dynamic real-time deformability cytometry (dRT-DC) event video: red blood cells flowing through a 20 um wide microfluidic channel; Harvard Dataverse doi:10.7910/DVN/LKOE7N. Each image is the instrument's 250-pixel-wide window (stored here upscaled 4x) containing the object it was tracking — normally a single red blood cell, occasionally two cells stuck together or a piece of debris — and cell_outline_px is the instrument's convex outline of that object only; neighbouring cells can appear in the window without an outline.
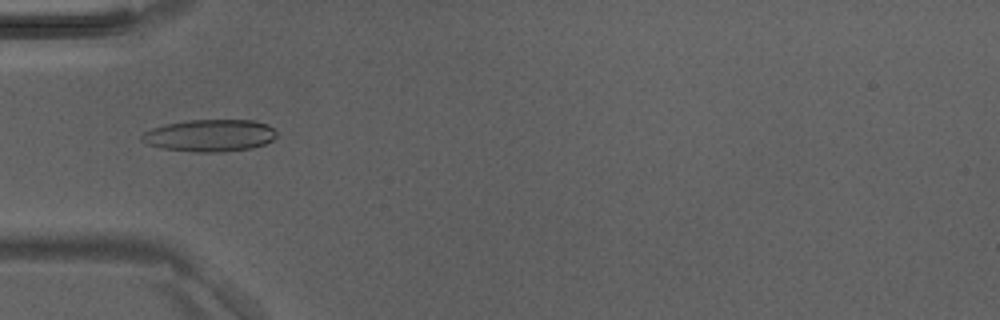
{"species": "Egyptian fruit bat (a non-hibernating species)", "species_latin": "Rousettus aegyptiacus", "temperature_condition": "room temperature", "stored_images_in_passage": 4, "camera_frame_rate_fps": 3000, "um_per_image_px": 0.085, "animal": {"sex": "male"}, "frame": {"image": 1, "passage_image": 3, "time_ms": 0.667, "image_size_px": [1000, 320], "cell_outline_px": [[276, 136], [272, 140], [264, 144], [252, 148], [224, 152], [196, 152], [160, 148], [148, 144], [140, 140], [140, 136], [144, 132], [152, 128], [164, 124], [188, 120], [252, 120], [268, 124], [276, 132]], "centroid_in_image_um": [17.81, 11.52], "position_along_channel_um": 67.2, "area_um2": 25.37}}